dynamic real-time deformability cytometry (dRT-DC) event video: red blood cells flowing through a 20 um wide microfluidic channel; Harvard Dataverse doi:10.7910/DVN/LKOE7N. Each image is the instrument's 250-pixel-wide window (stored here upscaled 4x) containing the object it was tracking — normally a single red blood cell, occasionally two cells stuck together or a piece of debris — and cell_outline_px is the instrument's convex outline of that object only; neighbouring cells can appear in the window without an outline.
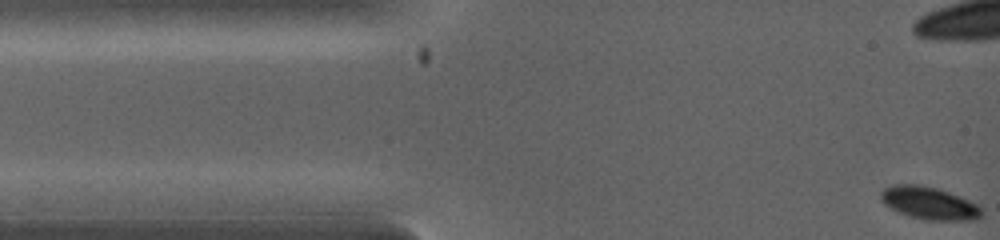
{"species": "common noctule bat (a hibernating species)", "species_latin": "Nyctalus noctula", "temperature_condition": "warm", "stored_images_in_passage": 46, "camera_frame_rate_fps": 5000, "um_per_image_px": 0.085, "animal": {"sex": "female", "body_mass_g": 19.0, "forearm_length_mm": 53.3}, "frame": {"image": 1, "passage_image": 1, "time_ms": 0.0, "image_size_px": [1000, 240], "cell_outline_px": [[984, 212], [976, 220], [924, 220], [908, 216], [884, 204], [880, 200], [880, 192], [884, 188], [892, 184], [920, 184], [936, 188], [960, 196], [980, 204]], "centroid_in_image_um": [79.0, 17.26], "position_along_channel_um": 6.0, "area_um2": 19.42}}
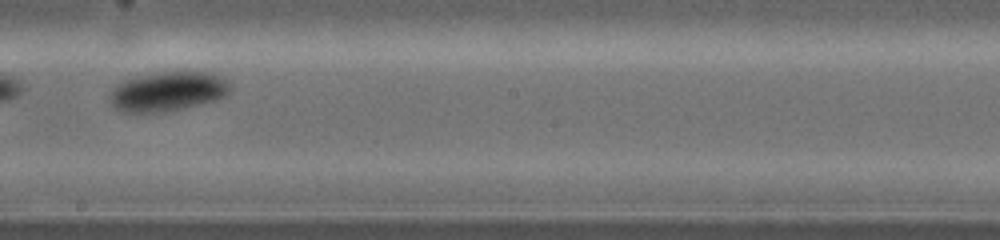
{"frame": {"image": 2, "passage_image": 28, "time_ms": 6.0, "image_size_px": [1000, 240], "cell_outline_px": [[232, 92], [216, 100], [184, 108], [164, 112], [124, 112], [116, 108], [112, 104], [108, 96], [108, 92], [120, 80], [132, 76], [156, 72], [184, 68], [212, 72], [228, 80], [232, 84]], "centroid_in_image_um": [14.29, 7.7], "position_along_channel_um": 233.9, "area_um2": 29.19}}
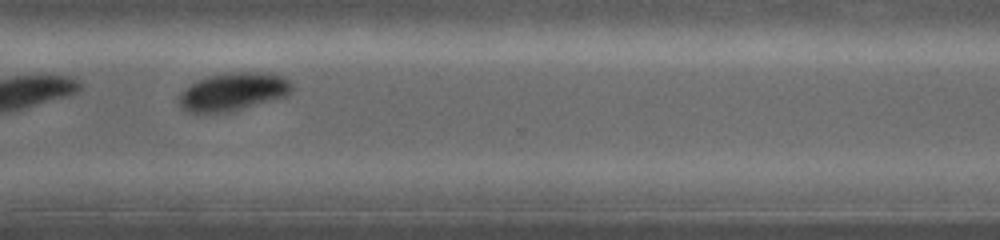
{"frame": {"image": 3, "passage_image": 38, "time_ms": 8.0, "image_size_px": [1000, 240], "cell_outline_px": [[292, 88], [284, 96], [228, 112], [188, 112], [180, 108], [180, 96], [196, 80], [208, 76], [232, 72], [272, 72], [284, 76], [292, 84]], "centroid_in_image_um": [19.83, 7.77], "position_along_channel_um": 350.8, "area_um2": 24.51}}